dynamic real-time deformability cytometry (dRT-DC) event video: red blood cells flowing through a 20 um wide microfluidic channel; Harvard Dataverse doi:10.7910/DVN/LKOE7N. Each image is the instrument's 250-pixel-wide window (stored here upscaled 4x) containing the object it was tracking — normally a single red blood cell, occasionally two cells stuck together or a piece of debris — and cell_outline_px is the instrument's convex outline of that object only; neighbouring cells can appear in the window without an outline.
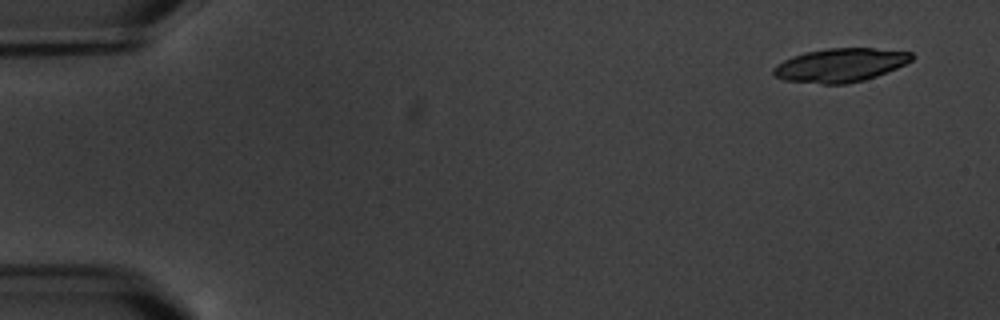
{"species": "common noctule bat (a hibernating species)", "species_latin": "Nyctalus noctula", "temperature_condition": "warm", "stored_images_in_passage": 10, "camera_frame_rate_fps": 3000, "um_per_image_px": 0.085, "animal": {"sex": "male", "body_mass_g": 20.1, "forearm_length_mm": 53.5}, "frame": {"image": 1, "passage_image": 1, "time_ms": 0.0, "image_size_px": [1000, 320], "cell_outline_px": [[916, 56], [912, 60], [896, 68], [876, 76], [864, 80], [848, 84], [820, 84], [784, 80], [776, 76], [772, 72], [772, 68], [776, 64], [792, 56], [804, 52], [828, 48], [872, 48], [912, 52]], "centroid_in_image_um": [71.41, 5.53], "position_along_channel_um": 13.6, "area_um2": 27.22}}
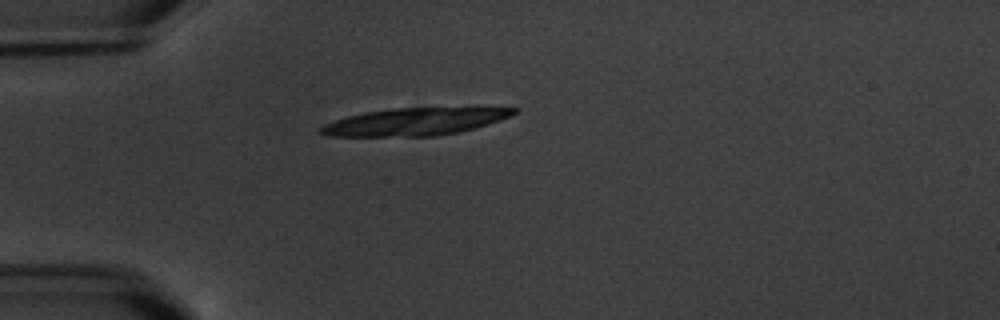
{"frame": {"image": 2, "passage_image": 4, "time_ms": 4.333, "image_size_px": [1000, 320], "cell_outline_px": [[520, 108], [512, 116], [488, 124], [456, 132], [436, 136], [328, 136], [316, 132], [324, 124], [348, 116], [364, 112], [392, 108], [476, 104]], "centroid_in_image_um": [35.45, 10.27], "position_along_channel_um": 49.6, "area_um2": 32.31}}